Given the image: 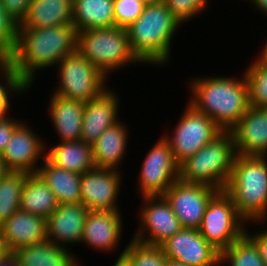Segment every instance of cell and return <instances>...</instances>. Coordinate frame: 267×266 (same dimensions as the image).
Masks as SVG:
<instances>
[{
    "label": "cell",
    "instance_id": "cell-31",
    "mask_svg": "<svg viewBox=\"0 0 267 266\" xmlns=\"http://www.w3.org/2000/svg\"><path fill=\"white\" fill-rule=\"evenodd\" d=\"M251 61L243 71L247 80L249 105L267 108V64L258 56Z\"/></svg>",
    "mask_w": 267,
    "mask_h": 266
},
{
    "label": "cell",
    "instance_id": "cell-8",
    "mask_svg": "<svg viewBox=\"0 0 267 266\" xmlns=\"http://www.w3.org/2000/svg\"><path fill=\"white\" fill-rule=\"evenodd\" d=\"M246 226L250 225L238 214L232 197L221 190L209 201L198 230L221 253L245 234Z\"/></svg>",
    "mask_w": 267,
    "mask_h": 266
},
{
    "label": "cell",
    "instance_id": "cell-46",
    "mask_svg": "<svg viewBox=\"0 0 267 266\" xmlns=\"http://www.w3.org/2000/svg\"><path fill=\"white\" fill-rule=\"evenodd\" d=\"M165 266H188V265H185L181 262L167 258Z\"/></svg>",
    "mask_w": 267,
    "mask_h": 266
},
{
    "label": "cell",
    "instance_id": "cell-12",
    "mask_svg": "<svg viewBox=\"0 0 267 266\" xmlns=\"http://www.w3.org/2000/svg\"><path fill=\"white\" fill-rule=\"evenodd\" d=\"M219 190L199 183L177 179L164 193L182 228L198 229L211 198Z\"/></svg>",
    "mask_w": 267,
    "mask_h": 266
},
{
    "label": "cell",
    "instance_id": "cell-43",
    "mask_svg": "<svg viewBox=\"0 0 267 266\" xmlns=\"http://www.w3.org/2000/svg\"><path fill=\"white\" fill-rule=\"evenodd\" d=\"M11 170L7 167L3 155L0 154V179L6 176Z\"/></svg>",
    "mask_w": 267,
    "mask_h": 266
},
{
    "label": "cell",
    "instance_id": "cell-5",
    "mask_svg": "<svg viewBox=\"0 0 267 266\" xmlns=\"http://www.w3.org/2000/svg\"><path fill=\"white\" fill-rule=\"evenodd\" d=\"M77 50L108 78L124 68L143 65L131 51L126 28L81 30Z\"/></svg>",
    "mask_w": 267,
    "mask_h": 266
},
{
    "label": "cell",
    "instance_id": "cell-25",
    "mask_svg": "<svg viewBox=\"0 0 267 266\" xmlns=\"http://www.w3.org/2000/svg\"><path fill=\"white\" fill-rule=\"evenodd\" d=\"M73 0H32L18 28L72 24Z\"/></svg>",
    "mask_w": 267,
    "mask_h": 266
},
{
    "label": "cell",
    "instance_id": "cell-40",
    "mask_svg": "<svg viewBox=\"0 0 267 266\" xmlns=\"http://www.w3.org/2000/svg\"><path fill=\"white\" fill-rule=\"evenodd\" d=\"M249 1V5H252L254 8L253 10L257 11L258 13L264 14V16H267V0H247Z\"/></svg>",
    "mask_w": 267,
    "mask_h": 266
},
{
    "label": "cell",
    "instance_id": "cell-15",
    "mask_svg": "<svg viewBox=\"0 0 267 266\" xmlns=\"http://www.w3.org/2000/svg\"><path fill=\"white\" fill-rule=\"evenodd\" d=\"M160 247L167 258L188 266H221L220 252L198 229L181 228Z\"/></svg>",
    "mask_w": 267,
    "mask_h": 266
},
{
    "label": "cell",
    "instance_id": "cell-32",
    "mask_svg": "<svg viewBox=\"0 0 267 266\" xmlns=\"http://www.w3.org/2000/svg\"><path fill=\"white\" fill-rule=\"evenodd\" d=\"M27 92L28 88L19 80L14 69L7 62H0V116L12 111V98L23 97V93Z\"/></svg>",
    "mask_w": 267,
    "mask_h": 266
},
{
    "label": "cell",
    "instance_id": "cell-21",
    "mask_svg": "<svg viewBox=\"0 0 267 266\" xmlns=\"http://www.w3.org/2000/svg\"><path fill=\"white\" fill-rule=\"evenodd\" d=\"M126 120L121 119L106 129L92 144L96 168L121 170L128 153L129 133ZM128 145V146H127Z\"/></svg>",
    "mask_w": 267,
    "mask_h": 266
},
{
    "label": "cell",
    "instance_id": "cell-13",
    "mask_svg": "<svg viewBox=\"0 0 267 266\" xmlns=\"http://www.w3.org/2000/svg\"><path fill=\"white\" fill-rule=\"evenodd\" d=\"M122 172L124 171L94 168L81 174V203L89 211H121L118 202L121 197L119 194H122Z\"/></svg>",
    "mask_w": 267,
    "mask_h": 266
},
{
    "label": "cell",
    "instance_id": "cell-39",
    "mask_svg": "<svg viewBox=\"0 0 267 266\" xmlns=\"http://www.w3.org/2000/svg\"><path fill=\"white\" fill-rule=\"evenodd\" d=\"M32 0H3L2 6L7 14L18 24L24 19Z\"/></svg>",
    "mask_w": 267,
    "mask_h": 266
},
{
    "label": "cell",
    "instance_id": "cell-18",
    "mask_svg": "<svg viewBox=\"0 0 267 266\" xmlns=\"http://www.w3.org/2000/svg\"><path fill=\"white\" fill-rule=\"evenodd\" d=\"M113 86L99 97L85 102L80 140L93 144L98 137L121 118L120 96ZM120 115V116H119Z\"/></svg>",
    "mask_w": 267,
    "mask_h": 266
},
{
    "label": "cell",
    "instance_id": "cell-27",
    "mask_svg": "<svg viewBox=\"0 0 267 266\" xmlns=\"http://www.w3.org/2000/svg\"><path fill=\"white\" fill-rule=\"evenodd\" d=\"M72 25L77 32L115 26L114 0H73Z\"/></svg>",
    "mask_w": 267,
    "mask_h": 266
},
{
    "label": "cell",
    "instance_id": "cell-36",
    "mask_svg": "<svg viewBox=\"0 0 267 266\" xmlns=\"http://www.w3.org/2000/svg\"><path fill=\"white\" fill-rule=\"evenodd\" d=\"M144 7L141 0H114L115 26L127 28L138 19Z\"/></svg>",
    "mask_w": 267,
    "mask_h": 266
},
{
    "label": "cell",
    "instance_id": "cell-10",
    "mask_svg": "<svg viewBox=\"0 0 267 266\" xmlns=\"http://www.w3.org/2000/svg\"><path fill=\"white\" fill-rule=\"evenodd\" d=\"M146 152L137 176V198L163 196L179 179V164L175 161L171 146L162 137L157 138Z\"/></svg>",
    "mask_w": 267,
    "mask_h": 266
},
{
    "label": "cell",
    "instance_id": "cell-35",
    "mask_svg": "<svg viewBox=\"0 0 267 266\" xmlns=\"http://www.w3.org/2000/svg\"><path fill=\"white\" fill-rule=\"evenodd\" d=\"M19 24L12 19L0 3V62H6L15 47Z\"/></svg>",
    "mask_w": 267,
    "mask_h": 266
},
{
    "label": "cell",
    "instance_id": "cell-22",
    "mask_svg": "<svg viewBox=\"0 0 267 266\" xmlns=\"http://www.w3.org/2000/svg\"><path fill=\"white\" fill-rule=\"evenodd\" d=\"M50 95L46 107L50 124L59 138L57 142L80 140L85 102Z\"/></svg>",
    "mask_w": 267,
    "mask_h": 266
},
{
    "label": "cell",
    "instance_id": "cell-30",
    "mask_svg": "<svg viewBox=\"0 0 267 266\" xmlns=\"http://www.w3.org/2000/svg\"><path fill=\"white\" fill-rule=\"evenodd\" d=\"M226 264V265H225ZM267 266L256 244L244 234L220 253L222 266Z\"/></svg>",
    "mask_w": 267,
    "mask_h": 266
},
{
    "label": "cell",
    "instance_id": "cell-44",
    "mask_svg": "<svg viewBox=\"0 0 267 266\" xmlns=\"http://www.w3.org/2000/svg\"><path fill=\"white\" fill-rule=\"evenodd\" d=\"M266 42L260 47V50L257 53V56L264 62L267 64V40H265ZM262 50V51H261Z\"/></svg>",
    "mask_w": 267,
    "mask_h": 266
},
{
    "label": "cell",
    "instance_id": "cell-3",
    "mask_svg": "<svg viewBox=\"0 0 267 266\" xmlns=\"http://www.w3.org/2000/svg\"><path fill=\"white\" fill-rule=\"evenodd\" d=\"M180 26L164 1L145 6L138 19L126 28L131 51L142 64L168 66L172 62V42Z\"/></svg>",
    "mask_w": 267,
    "mask_h": 266
},
{
    "label": "cell",
    "instance_id": "cell-7",
    "mask_svg": "<svg viewBox=\"0 0 267 266\" xmlns=\"http://www.w3.org/2000/svg\"><path fill=\"white\" fill-rule=\"evenodd\" d=\"M57 70L56 87L52 94L65 99L89 102L110 87L105 76L78 50L64 57L54 68ZM109 85V86H108Z\"/></svg>",
    "mask_w": 267,
    "mask_h": 266
},
{
    "label": "cell",
    "instance_id": "cell-26",
    "mask_svg": "<svg viewBox=\"0 0 267 266\" xmlns=\"http://www.w3.org/2000/svg\"><path fill=\"white\" fill-rule=\"evenodd\" d=\"M55 194L58 204L81 203V175L51 164L46 158L36 172Z\"/></svg>",
    "mask_w": 267,
    "mask_h": 266
},
{
    "label": "cell",
    "instance_id": "cell-2",
    "mask_svg": "<svg viewBox=\"0 0 267 266\" xmlns=\"http://www.w3.org/2000/svg\"><path fill=\"white\" fill-rule=\"evenodd\" d=\"M240 74L239 78L228 74L190 78L187 103L212 119L222 131H230L250 106L247 80L243 71Z\"/></svg>",
    "mask_w": 267,
    "mask_h": 266
},
{
    "label": "cell",
    "instance_id": "cell-41",
    "mask_svg": "<svg viewBox=\"0 0 267 266\" xmlns=\"http://www.w3.org/2000/svg\"><path fill=\"white\" fill-rule=\"evenodd\" d=\"M122 252H119L120 255H118L117 252V256L115 257L116 259L114 260V264L113 266H132L131 260Z\"/></svg>",
    "mask_w": 267,
    "mask_h": 266
},
{
    "label": "cell",
    "instance_id": "cell-17",
    "mask_svg": "<svg viewBox=\"0 0 267 266\" xmlns=\"http://www.w3.org/2000/svg\"><path fill=\"white\" fill-rule=\"evenodd\" d=\"M88 212L89 210L82 203L59 204L57 209L46 218V239L74 251L72 249L74 245L76 247L81 245Z\"/></svg>",
    "mask_w": 267,
    "mask_h": 266
},
{
    "label": "cell",
    "instance_id": "cell-37",
    "mask_svg": "<svg viewBox=\"0 0 267 266\" xmlns=\"http://www.w3.org/2000/svg\"><path fill=\"white\" fill-rule=\"evenodd\" d=\"M250 223H254L253 225H256L255 227L258 225L260 227L262 225V228H260L261 230L259 229L254 232H251V230L249 231L250 228L246 226L245 234L256 244L261 258L267 265V221H255ZM263 226L266 227L264 228Z\"/></svg>",
    "mask_w": 267,
    "mask_h": 266
},
{
    "label": "cell",
    "instance_id": "cell-47",
    "mask_svg": "<svg viewBox=\"0 0 267 266\" xmlns=\"http://www.w3.org/2000/svg\"><path fill=\"white\" fill-rule=\"evenodd\" d=\"M145 6H151L163 2V0H141Z\"/></svg>",
    "mask_w": 267,
    "mask_h": 266
},
{
    "label": "cell",
    "instance_id": "cell-14",
    "mask_svg": "<svg viewBox=\"0 0 267 266\" xmlns=\"http://www.w3.org/2000/svg\"><path fill=\"white\" fill-rule=\"evenodd\" d=\"M27 123L24 120L15 128L2 155L11 171L36 173L45 159L47 139L30 126V119Z\"/></svg>",
    "mask_w": 267,
    "mask_h": 266
},
{
    "label": "cell",
    "instance_id": "cell-28",
    "mask_svg": "<svg viewBox=\"0 0 267 266\" xmlns=\"http://www.w3.org/2000/svg\"><path fill=\"white\" fill-rule=\"evenodd\" d=\"M55 194L37 173H29L23 184L20 209L47 218L58 207Z\"/></svg>",
    "mask_w": 267,
    "mask_h": 266
},
{
    "label": "cell",
    "instance_id": "cell-33",
    "mask_svg": "<svg viewBox=\"0 0 267 266\" xmlns=\"http://www.w3.org/2000/svg\"><path fill=\"white\" fill-rule=\"evenodd\" d=\"M124 246L123 253L132 266H165L167 257L160 246L143 244L132 238Z\"/></svg>",
    "mask_w": 267,
    "mask_h": 266
},
{
    "label": "cell",
    "instance_id": "cell-11",
    "mask_svg": "<svg viewBox=\"0 0 267 266\" xmlns=\"http://www.w3.org/2000/svg\"><path fill=\"white\" fill-rule=\"evenodd\" d=\"M142 199V200H141ZM138 225L132 239L143 244L160 246L182 227L164 196L141 197Z\"/></svg>",
    "mask_w": 267,
    "mask_h": 266
},
{
    "label": "cell",
    "instance_id": "cell-1",
    "mask_svg": "<svg viewBox=\"0 0 267 266\" xmlns=\"http://www.w3.org/2000/svg\"><path fill=\"white\" fill-rule=\"evenodd\" d=\"M76 50L77 31L72 24L18 28L14 50L6 62L29 92L39 77L37 73L55 68L64 57Z\"/></svg>",
    "mask_w": 267,
    "mask_h": 266
},
{
    "label": "cell",
    "instance_id": "cell-34",
    "mask_svg": "<svg viewBox=\"0 0 267 266\" xmlns=\"http://www.w3.org/2000/svg\"><path fill=\"white\" fill-rule=\"evenodd\" d=\"M167 8L171 13L180 21L183 25L190 23L199 15H203V12L208 10L210 6L209 0H163ZM202 13V14H201Z\"/></svg>",
    "mask_w": 267,
    "mask_h": 266
},
{
    "label": "cell",
    "instance_id": "cell-16",
    "mask_svg": "<svg viewBox=\"0 0 267 266\" xmlns=\"http://www.w3.org/2000/svg\"><path fill=\"white\" fill-rule=\"evenodd\" d=\"M122 215L119 210L89 211L83 227L82 246L104 254L117 251L125 232Z\"/></svg>",
    "mask_w": 267,
    "mask_h": 266
},
{
    "label": "cell",
    "instance_id": "cell-4",
    "mask_svg": "<svg viewBox=\"0 0 267 266\" xmlns=\"http://www.w3.org/2000/svg\"><path fill=\"white\" fill-rule=\"evenodd\" d=\"M225 191L247 224L267 221V156L236 154Z\"/></svg>",
    "mask_w": 267,
    "mask_h": 266
},
{
    "label": "cell",
    "instance_id": "cell-9",
    "mask_svg": "<svg viewBox=\"0 0 267 266\" xmlns=\"http://www.w3.org/2000/svg\"><path fill=\"white\" fill-rule=\"evenodd\" d=\"M185 105L171 132L161 133L179 165L222 132L212 119L189 103Z\"/></svg>",
    "mask_w": 267,
    "mask_h": 266
},
{
    "label": "cell",
    "instance_id": "cell-23",
    "mask_svg": "<svg viewBox=\"0 0 267 266\" xmlns=\"http://www.w3.org/2000/svg\"><path fill=\"white\" fill-rule=\"evenodd\" d=\"M55 143H46L45 158L51 164L80 175L96 168L91 144L82 140Z\"/></svg>",
    "mask_w": 267,
    "mask_h": 266
},
{
    "label": "cell",
    "instance_id": "cell-24",
    "mask_svg": "<svg viewBox=\"0 0 267 266\" xmlns=\"http://www.w3.org/2000/svg\"><path fill=\"white\" fill-rule=\"evenodd\" d=\"M19 266H82L73 251L48 240L13 252Z\"/></svg>",
    "mask_w": 267,
    "mask_h": 266
},
{
    "label": "cell",
    "instance_id": "cell-6",
    "mask_svg": "<svg viewBox=\"0 0 267 266\" xmlns=\"http://www.w3.org/2000/svg\"><path fill=\"white\" fill-rule=\"evenodd\" d=\"M235 156L231 132L222 131L179 165V179L184 182L205 184L219 191L225 190Z\"/></svg>",
    "mask_w": 267,
    "mask_h": 266
},
{
    "label": "cell",
    "instance_id": "cell-29",
    "mask_svg": "<svg viewBox=\"0 0 267 266\" xmlns=\"http://www.w3.org/2000/svg\"><path fill=\"white\" fill-rule=\"evenodd\" d=\"M28 174L11 171L0 179V226L20 209L23 184Z\"/></svg>",
    "mask_w": 267,
    "mask_h": 266
},
{
    "label": "cell",
    "instance_id": "cell-42",
    "mask_svg": "<svg viewBox=\"0 0 267 266\" xmlns=\"http://www.w3.org/2000/svg\"><path fill=\"white\" fill-rule=\"evenodd\" d=\"M0 266H19L13 253H8L0 259Z\"/></svg>",
    "mask_w": 267,
    "mask_h": 266
},
{
    "label": "cell",
    "instance_id": "cell-45",
    "mask_svg": "<svg viewBox=\"0 0 267 266\" xmlns=\"http://www.w3.org/2000/svg\"><path fill=\"white\" fill-rule=\"evenodd\" d=\"M9 252L7 251L2 235H1V231H0V259L3 258L5 255H7Z\"/></svg>",
    "mask_w": 267,
    "mask_h": 266
},
{
    "label": "cell",
    "instance_id": "cell-19",
    "mask_svg": "<svg viewBox=\"0 0 267 266\" xmlns=\"http://www.w3.org/2000/svg\"><path fill=\"white\" fill-rule=\"evenodd\" d=\"M236 154L267 156V108L249 106L230 130Z\"/></svg>",
    "mask_w": 267,
    "mask_h": 266
},
{
    "label": "cell",
    "instance_id": "cell-20",
    "mask_svg": "<svg viewBox=\"0 0 267 266\" xmlns=\"http://www.w3.org/2000/svg\"><path fill=\"white\" fill-rule=\"evenodd\" d=\"M46 219L21 209L12 214L0 231L9 253L19 248L46 241Z\"/></svg>",
    "mask_w": 267,
    "mask_h": 266
},
{
    "label": "cell",
    "instance_id": "cell-38",
    "mask_svg": "<svg viewBox=\"0 0 267 266\" xmlns=\"http://www.w3.org/2000/svg\"><path fill=\"white\" fill-rule=\"evenodd\" d=\"M10 115L11 114L8 113L4 116H0V154L4 152L15 128L22 122L20 118L18 120L16 117L14 118L13 115Z\"/></svg>",
    "mask_w": 267,
    "mask_h": 266
}]
</instances>
